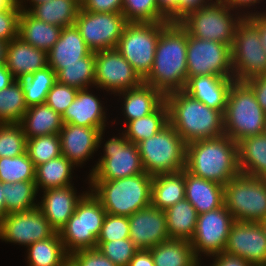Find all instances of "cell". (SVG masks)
<instances>
[{
	"mask_svg": "<svg viewBox=\"0 0 266 266\" xmlns=\"http://www.w3.org/2000/svg\"><path fill=\"white\" fill-rule=\"evenodd\" d=\"M187 30L179 22H163L152 70L143 80L164 96L183 90L187 82Z\"/></svg>",
	"mask_w": 266,
	"mask_h": 266,
	"instance_id": "obj_1",
	"label": "cell"
},
{
	"mask_svg": "<svg viewBox=\"0 0 266 266\" xmlns=\"http://www.w3.org/2000/svg\"><path fill=\"white\" fill-rule=\"evenodd\" d=\"M169 124L186 144L225 135L221 111L210 108L185 91L165 95Z\"/></svg>",
	"mask_w": 266,
	"mask_h": 266,
	"instance_id": "obj_2",
	"label": "cell"
},
{
	"mask_svg": "<svg viewBox=\"0 0 266 266\" xmlns=\"http://www.w3.org/2000/svg\"><path fill=\"white\" fill-rule=\"evenodd\" d=\"M185 170L224 186L241 173L237 143L223 135L186 144Z\"/></svg>",
	"mask_w": 266,
	"mask_h": 266,
	"instance_id": "obj_3",
	"label": "cell"
},
{
	"mask_svg": "<svg viewBox=\"0 0 266 266\" xmlns=\"http://www.w3.org/2000/svg\"><path fill=\"white\" fill-rule=\"evenodd\" d=\"M153 176L145 173L116 180H88L107 214L129 217L151 205Z\"/></svg>",
	"mask_w": 266,
	"mask_h": 266,
	"instance_id": "obj_4",
	"label": "cell"
},
{
	"mask_svg": "<svg viewBox=\"0 0 266 266\" xmlns=\"http://www.w3.org/2000/svg\"><path fill=\"white\" fill-rule=\"evenodd\" d=\"M223 117L225 135L236 143L245 137L264 133L266 113L245 82L232 83Z\"/></svg>",
	"mask_w": 266,
	"mask_h": 266,
	"instance_id": "obj_5",
	"label": "cell"
},
{
	"mask_svg": "<svg viewBox=\"0 0 266 266\" xmlns=\"http://www.w3.org/2000/svg\"><path fill=\"white\" fill-rule=\"evenodd\" d=\"M106 214L100 201L88 191L78 202L73 215L58 232L68 255L97 247V238Z\"/></svg>",
	"mask_w": 266,
	"mask_h": 266,
	"instance_id": "obj_6",
	"label": "cell"
},
{
	"mask_svg": "<svg viewBox=\"0 0 266 266\" xmlns=\"http://www.w3.org/2000/svg\"><path fill=\"white\" fill-rule=\"evenodd\" d=\"M137 147L143 168L151 176L185 169L186 143L169 123Z\"/></svg>",
	"mask_w": 266,
	"mask_h": 266,
	"instance_id": "obj_7",
	"label": "cell"
},
{
	"mask_svg": "<svg viewBox=\"0 0 266 266\" xmlns=\"http://www.w3.org/2000/svg\"><path fill=\"white\" fill-rule=\"evenodd\" d=\"M231 10L233 11L222 0H215L210 5L189 13L179 23L193 37L231 46L237 26L244 18L241 14L233 17Z\"/></svg>",
	"mask_w": 266,
	"mask_h": 266,
	"instance_id": "obj_8",
	"label": "cell"
},
{
	"mask_svg": "<svg viewBox=\"0 0 266 266\" xmlns=\"http://www.w3.org/2000/svg\"><path fill=\"white\" fill-rule=\"evenodd\" d=\"M224 205L234 220L266 219V179L238 174L224 185Z\"/></svg>",
	"mask_w": 266,
	"mask_h": 266,
	"instance_id": "obj_9",
	"label": "cell"
},
{
	"mask_svg": "<svg viewBox=\"0 0 266 266\" xmlns=\"http://www.w3.org/2000/svg\"><path fill=\"white\" fill-rule=\"evenodd\" d=\"M233 78L246 82L266 74V50L258 28L247 18L238 24L231 45Z\"/></svg>",
	"mask_w": 266,
	"mask_h": 266,
	"instance_id": "obj_10",
	"label": "cell"
},
{
	"mask_svg": "<svg viewBox=\"0 0 266 266\" xmlns=\"http://www.w3.org/2000/svg\"><path fill=\"white\" fill-rule=\"evenodd\" d=\"M163 22H128L117 44V51L144 80L152 70L157 41Z\"/></svg>",
	"mask_w": 266,
	"mask_h": 266,
	"instance_id": "obj_11",
	"label": "cell"
},
{
	"mask_svg": "<svg viewBox=\"0 0 266 266\" xmlns=\"http://www.w3.org/2000/svg\"><path fill=\"white\" fill-rule=\"evenodd\" d=\"M122 136L113 137L104 144V155L90 170L89 180H116L145 173L136 144Z\"/></svg>",
	"mask_w": 266,
	"mask_h": 266,
	"instance_id": "obj_12",
	"label": "cell"
},
{
	"mask_svg": "<svg viewBox=\"0 0 266 266\" xmlns=\"http://www.w3.org/2000/svg\"><path fill=\"white\" fill-rule=\"evenodd\" d=\"M187 75L233 78L231 46L193 37L187 32Z\"/></svg>",
	"mask_w": 266,
	"mask_h": 266,
	"instance_id": "obj_13",
	"label": "cell"
},
{
	"mask_svg": "<svg viewBox=\"0 0 266 266\" xmlns=\"http://www.w3.org/2000/svg\"><path fill=\"white\" fill-rule=\"evenodd\" d=\"M127 20L121 12L96 13L80 8L75 26L87 47L93 51L116 49Z\"/></svg>",
	"mask_w": 266,
	"mask_h": 266,
	"instance_id": "obj_14",
	"label": "cell"
},
{
	"mask_svg": "<svg viewBox=\"0 0 266 266\" xmlns=\"http://www.w3.org/2000/svg\"><path fill=\"white\" fill-rule=\"evenodd\" d=\"M234 221L232 214L225 205L198 214L195 232L189 241L198 260L201 261V254L206 257H213L224 252L229 231Z\"/></svg>",
	"mask_w": 266,
	"mask_h": 266,
	"instance_id": "obj_15",
	"label": "cell"
},
{
	"mask_svg": "<svg viewBox=\"0 0 266 266\" xmlns=\"http://www.w3.org/2000/svg\"><path fill=\"white\" fill-rule=\"evenodd\" d=\"M143 80L117 49L95 52V84L113 94L139 86Z\"/></svg>",
	"mask_w": 266,
	"mask_h": 266,
	"instance_id": "obj_16",
	"label": "cell"
},
{
	"mask_svg": "<svg viewBox=\"0 0 266 266\" xmlns=\"http://www.w3.org/2000/svg\"><path fill=\"white\" fill-rule=\"evenodd\" d=\"M56 233L38 207L32 210L7 214L0 219V239L29 246Z\"/></svg>",
	"mask_w": 266,
	"mask_h": 266,
	"instance_id": "obj_17",
	"label": "cell"
},
{
	"mask_svg": "<svg viewBox=\"0 0 266 266\" xmlns=\"http://www.w3.org/2000/svg\"><path fill=\"white\" fill-rule=\"evenodd\" d=\"M224 252L246 260L251 266H266V234L260 222L235 220Z\"/></svg>",
	"mask_w": 266,
	"mask_h": 266,
	"instance_id": "obj_18",
	"label": "cell"
},
{
	"mask_svg": "<svg viewBox=\"0 0 266 266\" xmlns=\"http://www.w3.org/2000/svg\"><path fill=\"white\" fill-rule=\"evenodd\" d=\"M129 238L138 249H150L170 239L165 211L152 205L128 217Z\"/></svg>",
	"mask_w": 266,
	"mask_h": 266,
	"instance_id": "obj_19",
	"label": "cell"
},
{
	"mask_svg": "<svg viewBox=\"0 0 266 266\" xmlns=\"http://www.w3.org/2000/svg\"><path fill=\"white\" fill-rule=\"evenodd\" d=\"M104 133L99 128L63 124L59 132L62 155L81 166L100 147Z\"/></svg>",
	"mask_w": 266,
	"mask_h": 266,
	"instance_id": "obj_20",
	"label": "cell"
},
{
	"mask_svg": "<svg viewBox=\"0 0 266 266\" xmlns=\"http://www.w3.org/2000/svg\"><path fill=\"white\" fill-rule=\"evenodd\" d=\"M75 191L72 185L43 191L42 202H38V208L56 232L66 224L75 212L78 202L87 193L85 191L81 195H76Z\"/></svg>",
	"mask_w": 266,
	"mask_h": 266,
	"instance_id": "obj_21",
	"label": "cell"
},
{
	"mask_svg": "<svg viewBox=\"0 0 266 266\" xmlns=\"http://www.w3.org/2000/svg\"><path fill=\"white\" fill-rule=\"evenodd\" d=\"M234 81V78L212 75L187 77L183 91L208 107L224 114L229 89Z\"/></svg>",
	"mask_w": 266,
	"mask_h": 266,
	"instance_id": "obj_22",
	"label": "cell"
},
{
	"mask_svg": "<svg viewBox=\"0 0 266 266\" xmlns=\"http://www.w3.org/2000/svg\"><path fill=\"white\" fill-rule=\"evenodd\" d=\"M100 102L97 96L90 93L88 88L78 90L74 101L62 115L63 124L105 130L106 112Z\"/></svg>",
	"mask_w": 266,
	"mask_h": 266,
	"instance_id": "obj_23",
	"label": "cell"
},
{
	"mask_svg": "<svg viewBox=\"0 0 266 266\" xmlns=\"http://www.w3.org/2000/svg\"><path fill=\"white\" fill-rule=\"evenodd\" d=\"M5 66L15 80L26 78L48 66L47 53L16 37L9 42Z\"/></svg>",
	"mask_w": 266,
	"mask_h": 266,
	"instance_id": "obj_24",
	"label": "cell"
},
{
	"mask_svg": "<svg viewBox=\"0 0 266 266\" xmlns=\"http://www.w3.org/2000/svg\"><path fill=\"white\" fill-rule=\"evenodd\" d=\"M185 199L198 214L208 212L224 205V186L185 170Z\"/></svg>",
	"mask_w": 266,
	"mask_h": 266,
	"instance_id": "obj_25",
	"label": "cell"
},
{
	"mask_svg": "<svg viewBox=\"0 0 266 266\" xmlns=\"http://www.w3.org/2000/svg\"><path fill=\"white\" fill-rule=\"evenodd\" d=\"M90 52L75 24L66 26L47 53L48 66L54 69L58 64L83 63V57Z\"/></svg>",
	"mask_w": 266,
	"mask_h": 266,
	"instance_id": "obj_26",
	"label": "cell"
},
{
	"mask_svg": "<svg viewBox=\"0 0 266 266\" xmlns=\"http://www.w3.org/2000/svg\"><path fill=\"white\" fill-rule=\"evenodd\" d=\"M123 97L124 122L145 117L154 112L164 101L165 96L153 86L142 82L139 86L116 93Z\"/></svg>",
	"mask_w": 266,
	"mask_h": 266,
	"instance_id": "obj_27",
	"label": "cell"
},
{
	"mask_svg": "<svg viewBox=\"0 0 266 266\" xmlns=\"http://www.w3.org/2000/svg\"><path fill=\"white\" fill-rule=\"evenodd\" d=\"M62 28L48 24L22 10L18 21V37L35 48L46 53L58 41Z\"/></svg>",
	"mask_w": 266,
	"mask_h": 266,
	"instance_id": "obj_28",
	"label": "cell"
},
{
	"mask_svg": "<svg viewBox=\"0 0 266 266\" xmlns=\"http://www.w3.org/2000/svg\"><path fill=\"white\" fill-rule=\"evenodd\" d=\"M242 174L266 179V135L245 137L237 142Z\"/></svg>",
	"mask_w": 266,
	"mask_h": 266,
	"instance_id": "obj_29",
	"label": "cell"
},
{
	"mask_svg": "<svg viewBox=\"0 0 266 266\" xmlns=\"http://www.w3.org/2000/svg\"><path fill=\"white\" fill-rule=\"evenodd\" d=\"M185 199V169L153 176L151 205L165 211Z\"/></svg>",
	"mask_w": 266,
	"mask_h": 266,
	"instance_id": "obj_30",
	"label": "cell"
},
{
	"mask_svg": "<svg viewBox=\"0 0 266 266\" xmlns=\"http://www.w3.org/2000/svg\"><path fill=\"white\" fill-rule=\"evenodd\" d=\"M20 125L25 137L35 138L44 135L59 134L63 127L62 116L46 103L28 107Z\"/></svg>",
	"mask_w": 266,
	"mask_h": 266,
	"instance_id": "obj_31",
	"label": "cell"
},
{
	"mask_svg": "<svg viewBox=\"0 0 266 266\" xmlns=\"http://www.w3.org/2000/svg\"><path fill=\"white\" fill-rule=\"evenodd\" d=\"M21 10L28 11L36 19L64 28L75 24L81 8L80 0H49Z\"/></svg>",
	"mask_w": 266,
	"mask_h": 266,
	"instance_id": "obj_32",
	"label": "cell"
},
{
	"mask_svg": "<svg viewBox=\"0 0 266 266\" xmlns=\"http://www.w3.org/2000/svg\"><path fill=\"white\" fill-rule=\"evenodd\" d=\"M148 250L155 266H195L200 261L187 240L169 239Z\"/></svg>",
	"mask_w": 266,
	"mask_h": 266,
	"instance_id": "obj_33",
	"label": "cell"
},
{
	"mask_svg": "<svg viewBox=\"0 0 266 266\" xmlns=\"http://www.w3.org/2000/svg\"><path fill=\"white\" fill-rule=\"evenodd\" d=\"M165 214L170 239L190 241L198 219V213L192 204L184 199L166 209Z\"/></svg>",
	"mask_w": 266,
	"mask_h": 266,
	"instance_id": "obj_34",
	"label": "cell"
},
{
	"mask_svg": "<svg viewBox=\"0 0 266 266\" xmlns=\"http://www.w3.org/2000/svg\"><path fill=\"white\" fill-rule=\"evenodd\" d=\"M75 165L63 155L36 166L35 183L37 191L72 185V169Z\"/></svg>",
	"mask_w": 266,
	"mask_h": 266,
	"instance_id": "obj_35",
	"label": "cell"
},
{
	"mask_svg": "<svg viewBox=\"0 0 266 266\" xmlns=\"http://www.w3.org/2000/svg\"><path fill=\"white\" fill-rule=\"evenodd\" d=\"M56 81L78 90L95 84V52L83 57V63L58 64L54 69Z\"/></svg>",
	"mask_w": 266,
	"mask_h": 266,
	"instance_id": "obj_36",
	"label": "cell"
},
{
	"mask_svg": "<svg viewBox=\"0 0 266 266\" xmlns=\"http://www.w3.org/2000/svg\"><path fill=\"white\" fill-rule=\"evenodd\" d=\"M169 123L168 120V106L164 101L151 114L126 122L124 135L132 143L139 142L150 138Z\"/></svg>",
	"mask_w": 266,
	"mask_h": 266,
	"instance_id": "obj_37",
	"label": "cell"
},
{
	"mask_svg": "<svg viewBox=\"0 0 266 266\" xmlns=\"http://www.w3.org/2000/svg\"><path fill=\"white\" fill-rule=\"evenodd\" d=\"M27 247L28 266H61L69 257L58 232Z\"/></svg>",
	"mask_w": 266,
	"mask_h": 266,
	"instance_id": "obj_38",
	"label": "cell"
},
{
	"mask_svg": "<svg viewBox=\"0 0 266 266\" xmlns=\"http://www.w3.org/2000/svg\"><path fill=\"white\" fill-rule=\"evenodd\" d=\"M7 214L24 212L35 209L38 191L35 181H19L15 183H2Z\"/></svg>",
	"mask_w": 266,
	"mask_h": 266,
	"instance_id": "obj_39",
	"label": "cell"
},
{
	"mask_svg": "<svg viewBox=\"0 0 266 266\" xmlns=\"http://www.w3.org/2000/svg\"><path fill=\"white\" fill-rule=\"evenodd\" d=\"M24 92L27 107L45 103L48 92L56 82V73L46 66L32 75L18 79Z\"/></svg>",
	"mask_w": 266,
	"mask_h": 266,
	"instance_id": "obj_40",
	"label": "cell"
},
{
	"mask_svg": "<svg viewBox=\"0 0 266 266\" xmlns=\"http://www.w3.org/2000/svg\"><path fill=\"white\" fill-rule=\"evenodd\" d=\"M28 107L18 80L0 90V123H20Z\"/></svg>",
	"mask_w": 266,
	"mask_h": 266,
	"instance_id": "obj_41",
	"label": "cell"
},
{
	"mask_svg": "<svg viewBox=\"0 0 266 266\" xmlns=\"http://www.w3.org/2000/svg\"><path fill=\"white\" fill-rule=\"evenodd\" d=\"M36 167L28 153L15 157L0 158V181L15 183L19 181H35Z\"/></svg>",
	"mask_w": 266,
	"mask_h": 266,
	"instance_id": "obj_42",
	"label": "cell"
},
{
	"mask_svg": "<svg viewBox=\"0 0 266 266\" xmlns=\"http://www.w3.org/2000/svg\"><path fill=\"white\" fill-rule=\"evenodd\" d=\"M26 152L35 167L61 156L62 152L59 134L44 135L27 139Z\"/></svg>",
	"mask_w": 266,
	"mask_h": 266,
	"instance_id": "obj_43",
	"label": "cell"
},
{
	"mask_svg": "<svg viewBox=\"0 0 266 266\" xmlns=\"http://www.w3.org/2000/svg\"><path fill=\"white\" fill-rule=\"evenodd\" d=\"M121 13L127 22H169L160 13L156 0H123Z\"/></svg>",
	"mask_w": 266,
	"mask_h": 266,
	"instance_id": "obj_44",
	"label": "cell"
},
{
	"mask_svg": "<svg viewBox=\"0 0 266 266\" xmlns=\"http://www.w3.org/2000/svg\"><path fill=\"white\" fill-rule=\"evenodd\" d=\"M27 138L20 123H0V158L26 153Z\"/></svg>",
	"mask_w": 266,
	"mask_h": 266,
	"instance_id": "obj_45",
	"label": "cell"
},
{
	"mask_svg": "<svg viewBox=\"0 0 266 266\" xmlns=\"http://www.w3.org/2000/svg\"><path fill=\"white\" fill-rule=\"evenodd\" d=\"M96 248L117 266H128L134 254L139 250L130 238L97 242Z\"/></svg>",
	"mask_w": 266,
	"mask_h": 266,
	"instance_id": "obj_46",
	"label": "cell"
},
{
	"mask_svg": "<svg viewBox=\"0 0 266 266\" xmlns=\"http://www.w3.org/2000/svg\"><path fill=\"white\" fill-rule=\"evenodd\" d=\"M130 227L126 216L106 214L97 242L129 238Z\"/></svg>",
	"mask_w": 266,
	"mask_h": 266,
	"instance_id": "obj_47",
	"label": "cell"
},
{
	"mask_svg": "<svg viewBox=\"0 0 266 266\" xmlns=\"http://www.w3.org/2000/svg\"><path fill=\"white\" fill-rule=\"evenodd\" d=\"M77 92L78 89L56 81L48 92L45 103L62 116L74 101Z\"/></svg>",
	"mask_w": 266,
	"mask_h": 266,
	"instance_id": "obj_48",
	"label": "cell"
},
{
	"mask_svg": "<svg viewBox=\"0 0 266 266\" xmlns=\"http://www.w3.org/2000/svg\"><path fill=\"white\" fill-rule=\"evenodd\" d=\"M69 257L77 266H117L98 248L75 251Z\"/></svg>",
	"mask_w": 266,
	"mask_h": 266,
	"instance_id": "obj_49",
	"label": "cell"
},
{
	"mask_svg": "<svg viewBox=\"0 0 266 266\" xmlns=\"http://www.w3.org/2000/svg\"><path fill=\"white\" fill-rule=\"evenodd\" d=\"M22 10H0V40L10 42L18 37V21Z\"/></svg>",
	"mask_w": 266,
	"mask_h": 266,
	"instance_id": "obj_50",
	"label": "cell"
},
{
	"mask_svg": "<svg viewBox=\"0 0 266 266\" xmlns=\"http://www.w3.org/2000/svg\"><path fill=\"white\" fill-rule=\"evenodd\" d=\"M123 0H81V7L84 10L96 13L122 12Z\"/></svg>",
	"mask_w": 266,
	"mask_h": 266,
	"instance_id": "obj_51",
	"label": "cell"
},
{
	"mask_svg": "<svg viewBox=\"0 0 266 266\" xmlns=\"http://www.w3.org/2000/svg\"><path fill=\"white\" fill-rule=\"evenodd\" d=\"M254 92L258 104L266 113V74L245 82Z\"/></svg>",
	"mask_w": 266,
	"mask_h": 266,
	"instance_id": "obj_52",
	"label": "cell"
},
{
	"mask_svg": "<svg viewBox=\"0 0 266 266\" xmlns=\"http://www.w3.org/2000/svg\"><path fill=\"white\" fill-rule=\"evenodd\" d=\"M160 13L169 22H179V0H156Z\"/></svg>",
	"mask_w": 266,
	"mask_h": 266,
	"instance_id": "obj_53",
	"label": "cell"
},
{
	"mask_svg": "<svg viewBox=\"0 0 266 266\" xmlns=\"http://www.w3.org/2000/svg\"><path fill=\"white\" fill-rule=\"evenodd\" d=\"M211 1L213 0H179V22L189 13L210 5Z\"/></svg>",
	"mask_w": 266,
	"mask_h": 266,
	"instance_id": "obj_54",
	"label": "cell"
},
{
	"mask_svg": "<svg viewBox=\"0 0 266 266\" xmlns=\"http://www.w3.org/2000/svg\"><path fill=\"white\" fill-rule=\"evenodd\" d=\"M244 17H247L257 28L260 34L262 44L266 50V12H247L243 11L242 14Z\"/></svg>",
	"mask_w": 266,
	"mask_h": 266,
	"instance_id": "obj_55",
	"label": "cell"
},
{
	"mask_svg": "<svg viewBox=\"0 0 266 266\" xmlns=\"http://www.w3.org/2000/svg\"><path fill=\"white\" fill-rule=\"evenodd\" d=\"M213 263L211 266H251L246 260L222 252L218 255L213 256Z\"/></svg>",
	"mask_w": 266,
	"mask_h": 266,
	"instance_id": "obj_56",
	"label": "cell"
},
{
	"mask_svg": "<svg viewBox=\"0 0 266 266\" xmlns=\"http://www.w3.org/2000/svg\"><path fill=\"white\" fill-rule=\"evenodd\" d=\"M128 266H155L151 252L146 249H139L129 262Z\"/></svg>",
	"mask_w": 266,
	"mask_h": 266,
	"instance_id": "obj_57",
	"label": "cell"
},
{
	"mask_svg": "<svg viewBox=\"0 0 266 266\" xmlns=\"http://www.w3.org/2000/svg\"><path fill=\"white\" fill-rule=\"evenodd\" d=\"M224 3H226L231 9L237 10L241 8H250V6H254L257 3H260L261 0H222Z\"/></svg>",
	"mask_w": 266,
	"mask_h": 266,
	"instance_id": "obj_58",
	"label": "cell"
},
{
	"mask_svg": "<svg viewBox=\"0 0 266 266\" xmlns=\"http://www.w3.org/2000/svg\"><path fill=\"white\" fill-rule=\"evenodd\" d=\"M14 80L6 66L0 65V90L7 88Z\"/></svg>",
	"mask_w": 266,
	"mask_h": 266,
	"instance_id": "obj_59",
	"label": "cell"
},
{
	"mask_svg": "<svg viewBox=\"0 0 266 266\" xmlns=\"http://www.w3.org/2000/svg\"><path fill=\"white\" fill-rule=\"evenodd\" d=\"M0 10H21L15 0H0Z\"/></svg>",
	"mask_w": 266,
	"mask_h": 266,
	"instance_id": "obj_60",
	"label": "cell"
},
{
	"mask_svg": "<svg viewBox=\"0 0 266 266\" xmlns=\"http://www.w3.org/2000/svg\"><path fill=\"white\" fill-rule=\"evenodd\" d=\"M9 42L0 40V65H5L7 60V49Z\"/></svg>",
	"mask_w": 266,
	"mask_h": 266,
	"instance_id": "obj_61",
	"label": "cell"
},
{
	"mask_svg": "<svg viewBox=\"0 0 266 266\" xmlns=\"http://www.w3.org/2000/svg\"><path fill=\"white\" fill-rule=\"evenodd\" d=\"M3 189H2V182L0 181V219L5 217L7 215L6 209H5V197L3 195Z\"/></svg>",
	"mask_w": 266,
	"mask_h": 266,
	"instance_id": "obj_62",
	"label": "cell"
},
{
	"mask_svg": "<svg viewBox=\"0 0 266 266\" xmlns=\"http://www.w3.org/2000/svg\"><path fill=\"white\" fill-rule=\"evenodd\" d=\"M25 1H27V3H28L29 0H24V1H22V2L19 4V6H23V4H24ZM47 1H49V0H30L29 3L31 2V3H32L31 6L33 7V6L36 5V4H39V3H42V2H47Z\"/></svg>",
	"mask_w": 266,
	"mask_h": 266,
	"instance_id": "obj_63",
	"label": "cell"
},
{
	"mask_svg": "<svg viewBox=\"0 0 266 266\" xmlns=\"http://www.w3.org/2000/svg\"><path fill=\"white\" fill-rule=\"evenodd\" d=\"M61 266H77L76 263L68 257L62 264Z\"/></svg>",
	"mask_w": 266,
	"mask_h": 266,
	"instance_id": "obj_64",
	"label": "cell"
},
{
	"mask_svg": "<svg viewBox=\"0 0 266 266\" xmlns=\"http://www.w3.org/2000/svg\"><path fill=\"white\" fill-rule=\"evenodd\" d=\"M260 224H261V226L263 227L264 232H265V234H266V219L263 220V221H261Z\"/></svg>",
	"mask_w": 266,
	"mask_h": 266,
	"instance_id": "obj_65",
	"label": "cell"
},
{
	"mask_svg": "<svg viewBox=\"0 0 266 266\" xmlns=\"http://www.w3.org/2000/svg\"><path fill=\"white\" fill-rule=\"evenodd\" d=\"M264 134L266 135V120H265Z\"/></svg>",
	"mask_w": 266,
	"mask_h": 266,
	"instance_id": "obj_66",
	"label": "cell"
},
{
	"mask_svg": "<svg viewBox=\"0 0 266 266\" xmlns=\"http://www.w3.org/2000/svg\"><path fill=\"white\" fill-rule=\"evenodd\" d=\"M18 4H20L23 0H15Z\"/></svg>",
	"mask_w": 266,
	"mask_h": 266,
	"instance_id": "obj_67",
	"label": "cell"
},
{
	"mask_svg": "<svg viewBox=\"0 0 266 266\" xmlns=\"http://www.w3.org/2000/svg\"><path fill=\"white\" fill-rule=\"evenodd\" d=\"M201 261H199L195 266H201Z\"/></svg>",
	"mask_w": 266,
	"mask_h": 266,
	"instance_id": "obj_68",
	"label": "cell"
}]
</instances>
